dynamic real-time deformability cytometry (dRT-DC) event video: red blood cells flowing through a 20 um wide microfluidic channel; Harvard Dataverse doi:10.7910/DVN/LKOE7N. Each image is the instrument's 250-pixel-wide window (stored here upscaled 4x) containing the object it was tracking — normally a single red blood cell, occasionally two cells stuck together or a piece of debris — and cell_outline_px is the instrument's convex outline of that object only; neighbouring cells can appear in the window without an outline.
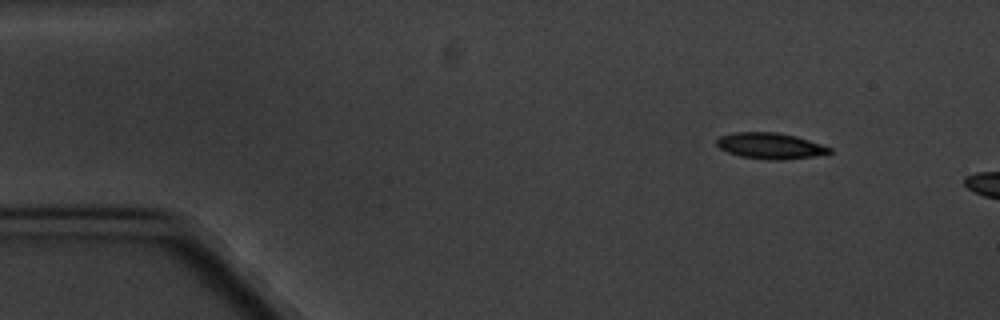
{"species": "common noctule bat (a hibernating species)", "species_latin": "Nyctalus noctula", "temperature_condition": "cold", "stored_images_in_passage": 3, "camera_frame_rate_fps": 3000, "um_per_image_px": 0.085, "animal": {"sex": "male", "body_mass_g": 20.1, "forearm_length_mm": 53.5}, "frame": {"image": 1, "passage_image": 1, "time_ms": 0.0, "image_size_px": [1000, 320], "cell_outline_px": [[832, 152], [816, 156], [784, 160], [768, 160], [740, 156], [728, 152], [720, 148], [716, 144], [716, 140], [720, 136], [736, 132], [776, 132], [796, 136], [832, 148]], "centroid_in_image_um": [65.47, 12.4], "position_along_channel_um": 19.5, "area_um2": 17.11}}